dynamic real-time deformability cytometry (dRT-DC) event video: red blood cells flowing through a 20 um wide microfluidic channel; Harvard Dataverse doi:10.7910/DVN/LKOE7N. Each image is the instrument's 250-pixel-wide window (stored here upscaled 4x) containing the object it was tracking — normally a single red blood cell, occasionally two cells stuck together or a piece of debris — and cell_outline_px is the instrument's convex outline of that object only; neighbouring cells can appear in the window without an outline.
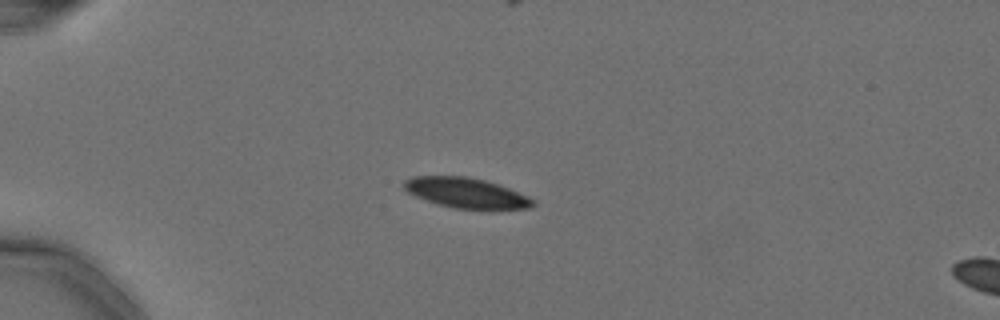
{"species": "Egyptian fruit bat (a non-hibernating species)", "species_latin": "Rousettus aegyptiacus", "temperature_condition": "cold", "stored_images_in_passage": 12, "camera_frame_rate_fps": 3000, "um_per_image_px": 0.085, "animal": {"sex": "female"}, "frame": {"image": 1, "passage_image": 4, "time_ms": 1.0, "image_size_px": [1000, 320], "cell_outline_px": [[536, 204], [532, 208], [452, 208], [436, 204], [416, 196], [408, 192], [404, 188], [404, 180], [412, 176], [468, 176], [500, 184], [528, 196], [536, 200]], "centroid_in_image_um": [39.64, 16.38], "position_along_channel_um": 45.4, "area_um2": 22.6}}